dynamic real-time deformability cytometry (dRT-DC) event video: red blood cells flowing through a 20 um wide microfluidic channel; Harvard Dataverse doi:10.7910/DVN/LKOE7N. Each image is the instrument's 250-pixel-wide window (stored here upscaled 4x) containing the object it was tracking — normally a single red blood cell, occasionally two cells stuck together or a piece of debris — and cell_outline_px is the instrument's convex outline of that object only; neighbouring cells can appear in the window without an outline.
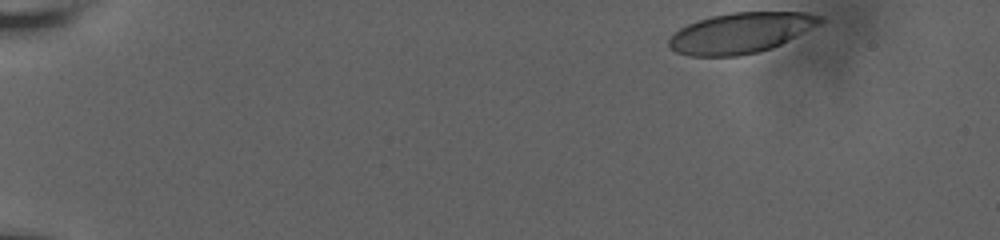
{"species": "human", "species_latin": "Homo sapiens", "temperature_condition": "room temperature", "stored_images_in_passage": 37, "camera_frame_rate_fps": 3000, "um_per_image_px": 0.085, "donor": {"sex": "male"}, "frame": {"image": 1, "passage_image": 1, "time_ms": 0.0, "image_size_px": [1000, 240], "cell_outline_px": [[824, 20], [796, 36], [772, 48], [756, 52], [736, 56], [688, 56], [676, 52], [668, 44], [668, 40], [680, 28], [688, 24], [712, 16], [732, 12], [804, 12], [820, 16]], "centroid_in_image_um": [62.92, 2.8], "position_along_channel_um": 22.1, "area_um2": 35.08}}
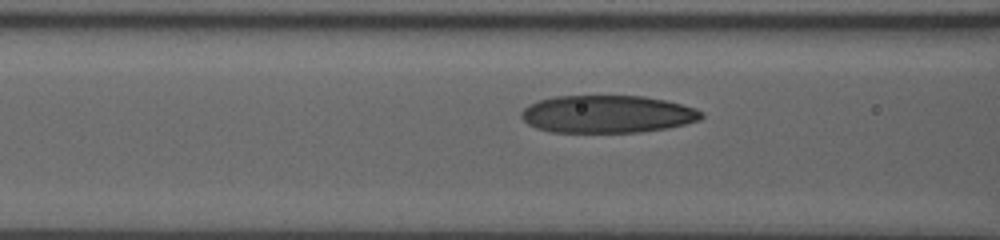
{"frame": {"image": 2, "passage_image": 21, "time_ms": 6.333, "image_size_px": [1000, 240], "cell_outline_px": [[704, 116], [700, 120], [668, 128], [640, 132], [552, 132], [536, 128], [528, 124], [520, 116], [520, 112], [528, 104], [552, 96], [644, 96], [664, 100], [696, 108], [704, 112]], "centroid_in_image_um": [51.61, 9.7], "position_along_channel_um": 115.0, "area_um2": 39.59}}
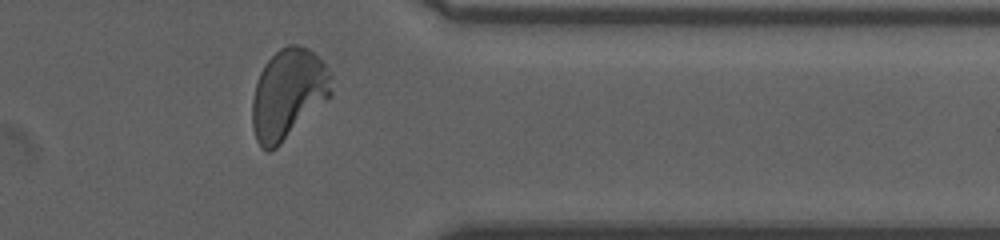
{"frame": {"image": 3, "passage_image": 36, "time_ms": 14.0, "image_size_px": [1000, 240], "cell_outline_px": [[332, 96], [328, 100], [276, 148], [268, 152], [260, 148], [256, 140], [252, 128], [252, 100], [256, 84], [260, 72], [264, 64], [280, 48], [288, 44], [296, 44], [308, 48], [324, 64], [332, 76]], "centroid_in_image_um": [24.49, 8.0], "position_along_channel_um": 386.9, "area_um2": 41.73}, "authors_computed_cell_mechanics": {"area_um2": 39.2462, "velocity_mm_per_s": 3.6441, "shape_relaxation_time_tau1_ms": 4.6205, "shape_relaxation_time_tau2_ms": 1.0471, "deformation_change_tau1": 0.1884, "deformation_change_tau2": 0.0705}}